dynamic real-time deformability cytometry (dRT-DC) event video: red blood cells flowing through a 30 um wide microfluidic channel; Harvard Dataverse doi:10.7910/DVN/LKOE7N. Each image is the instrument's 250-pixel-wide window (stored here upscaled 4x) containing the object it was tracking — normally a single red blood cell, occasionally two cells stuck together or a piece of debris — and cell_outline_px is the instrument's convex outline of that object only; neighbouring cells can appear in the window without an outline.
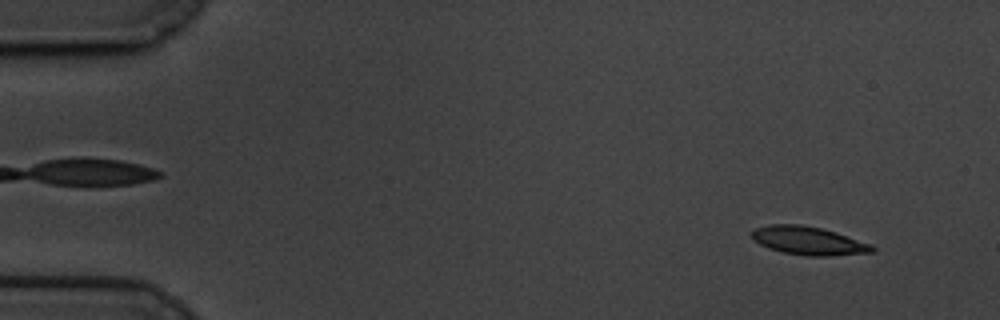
{"species": "common noctule bat (a hibernating species)", "species_latin": "Nyctalus noctula", "temperature_condition": "cold", "stored_images_in_passage": 58, "camera_frame_rate_fps": 3000, "um_per_image_px": 0.085, "animal": {"sex": "male", "body_mass_g": 19.5, "forearm_length_mm": 54.6}, "frame": {"image": 1, "passage_image": 4, "time_ms": 1.0, "image_size_px": [1000, 320], "cell_outline_px": [[876, 252], [832, 256], [804, 256], [784, 252], [768, 248], [752, 240], [752, 232], [756, 228], [768, 224], [800, 224], [820, 228], [836, 232], [872, 244], [876, 248]], "centroid_in_image_um": [68.75, 20.47], "position_along_channel_um": 16.2, "area_um2": 20.06}}
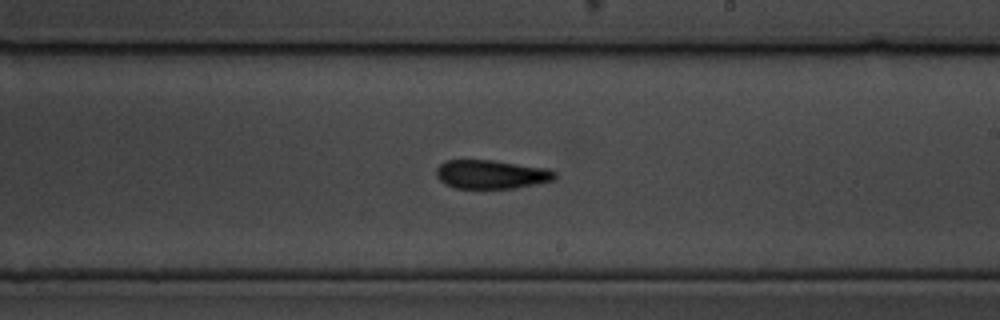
{"frame": {"image": 2, "passage_image": 34, "time_ms": 11.0, "image_size_px": [1000, 320], "cell_outline_px": [[556, 180], [516, 188], [456, 188], [444, 184], [436, 176], [436, 168], [440, 164], [448, 160], [492, 160], [548, 168], [556, 172]], "centroid_in_image_um": [41.78, 14.82], "position_along_channel_um": 247.2, "area_um2": 20.0}}
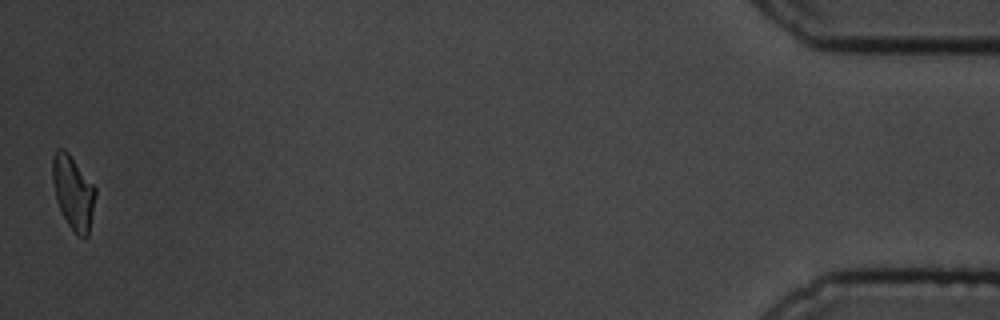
{"frame": {"image": 3, "passage_image": 58, "time_ms": 19.0, "image_size_px": [1000, 320], "cell_outline_px": [[96, 196], [88, 236], [84, 240], [76, 236], [68, 224], [56, 200], [52, 180], [52, 156], [56, 148], [64, 148], [68, 152], [96, 188]], "centroid_in_image_um": [6.22, 16.36], "position_along_channel_um": 429.0, "area_um2": 18.61}, "authors_computed_cell_mechanics": {"area_um2": 19.9988, "velocity_mm_per_s": 3.3769, "shape_relaxation_time_tau1_ms": 5.5512, "shape_relaxation_time_tau2_ms": 5.2371, "deformation_change_tau1": 0.1492, "deformation_change_tau2": 0.1263}}